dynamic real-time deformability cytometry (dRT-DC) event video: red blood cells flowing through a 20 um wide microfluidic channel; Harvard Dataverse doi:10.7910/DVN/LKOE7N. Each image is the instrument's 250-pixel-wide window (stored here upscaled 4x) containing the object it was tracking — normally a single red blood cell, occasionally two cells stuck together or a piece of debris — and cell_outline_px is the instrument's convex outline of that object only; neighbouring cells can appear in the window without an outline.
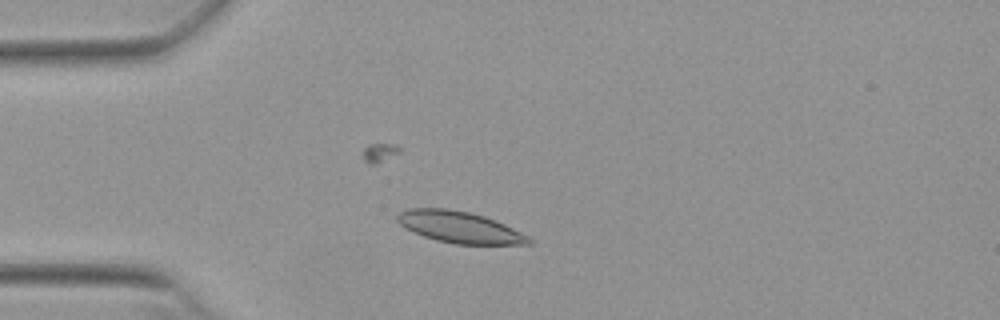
{"species": "Egyptian fruit bat (a non-hibernating species)", "species_latin": "Rousettus aegyptiacus", "temperature_condition": "warm", "stored_images_in_passage": 49, "camera_frame_rate_fps": 3000, "um_per_image_px": 0.085, "animal": {"sex": "female"}, "frame": {"image": 1, "passage_image": 8, "time_ms": 2.333, "image_size_px": [1000, 320], "cell_outline_px": [[532, 244], [452, 244], [436, 240], [412, 232], [400, 224], [396, 220], [396, 216], [400, 212], [408, 208], [448, 208], [468, 212], [484, 216], [504, 224], [528, 236], [532, 240]], "centroid_in_image_um": [39.03, 19.31], "position_along_channel_um": 46.0, "area_um2": 24.04}}
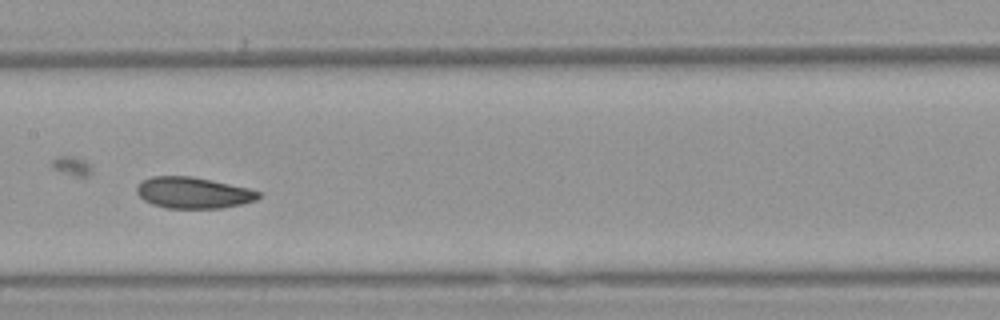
{"frame": {"image": 2, "passage_image": 21, "time_ms": 6.667, "image_size_px": [1000, 320], "cell_outline_px": [[260, 196], [256, 200], [224, 208], [164, 208], [152, 204], [144, 200], [136, 192], [136, 188], [140, 180], [152, 176], [192, 176], [212, 180], [248, 188], [260, 192]], "centroid_in_image_um": [16.39, 16.38], "position_along_channel_um": 191.0, "area_um2": 22.25}}
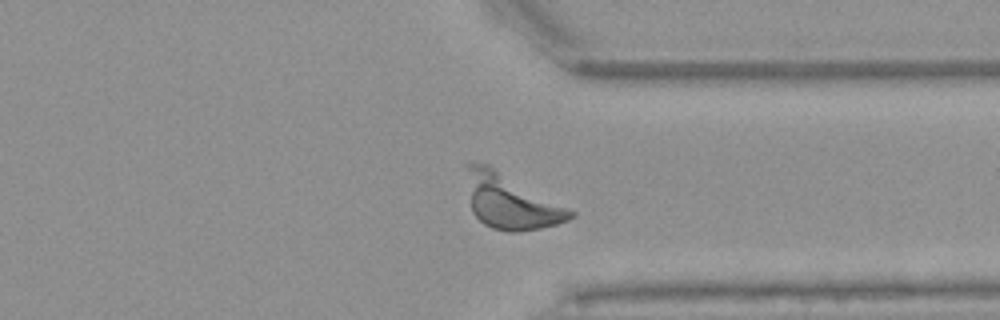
{"frame": {"image": 3, "passage_image": 35, "time_ms": 11.333, "image_size_px": [1000, 320], "cell_outline_px": [[576, 216], [568, 220], [556, 224], [540, 228], [520, 232], [508, 232], [492, 228], [484, 224], [472, 212], [468, 168], [468, 160], [488, 164], [576, 212]], "centroid_in_image_um": [43.45, 17.15], "position_along_channel_um": 368.0, "area_um2": 32.43}}